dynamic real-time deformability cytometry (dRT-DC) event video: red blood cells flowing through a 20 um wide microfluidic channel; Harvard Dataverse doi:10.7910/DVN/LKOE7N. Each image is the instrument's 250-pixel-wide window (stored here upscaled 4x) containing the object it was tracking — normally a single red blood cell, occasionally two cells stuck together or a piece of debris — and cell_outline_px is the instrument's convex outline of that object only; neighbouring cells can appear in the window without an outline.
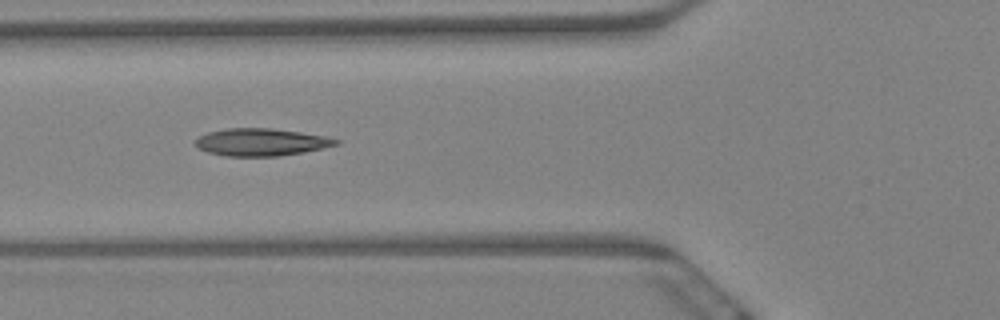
{"species": "Egyptian fruit bat (a non-hibernating species)", "species_latin": "Rousettus aegyptiacus", "temperature_condition": "warm", "stored_images_in_passage": 9, "camera_frame_rate_fps": 3000, "um_per_image_px": 0.085, "animal": {"sex": "female"}, "frame": {"image": 1, "passage_image": 6, "time_ms": 1.667, "image_size_px": [1000, 320], "cell_outline_px": [[340, 144], [324, 148], [304, 152], [280, 156], [224, 156], [208, 152], [196, 148], [196, 140], [200, 136], [208, 132], [228, 128], [272, 128], [328, 136], [340, 140]], "centroid_in_image_um": [22.24, 12.08], "position_along_channel_um": 103.6, "area_um2": 22.6}}
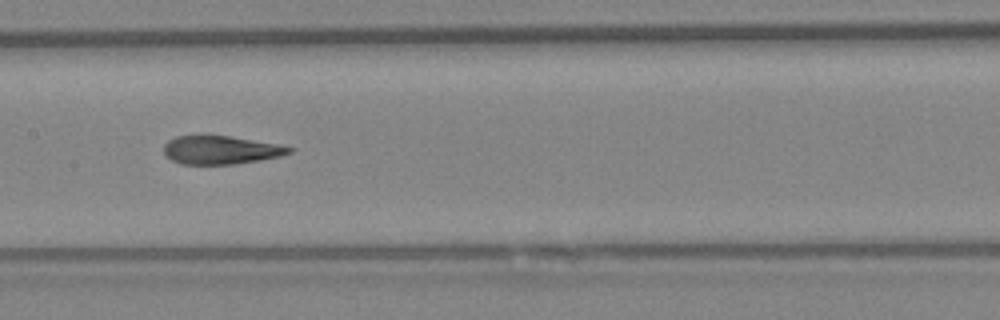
{"frame": {"image": 2, "passage_image": 8, "time_ms": 2.333, "image_size_px": [1000, 320], "cell_outline_px": [[296, 148], [292, 152], [280, 156], [260, 160], [232, 164], [180, 164], [164, 156], [164, 144], [168, 140], [176, 136], [204, 132], [280, 144]], "centroid_in_image_um": [18.72, 12.7], "position_along_channel_um": 188.7, "area_um2": 21.56}}
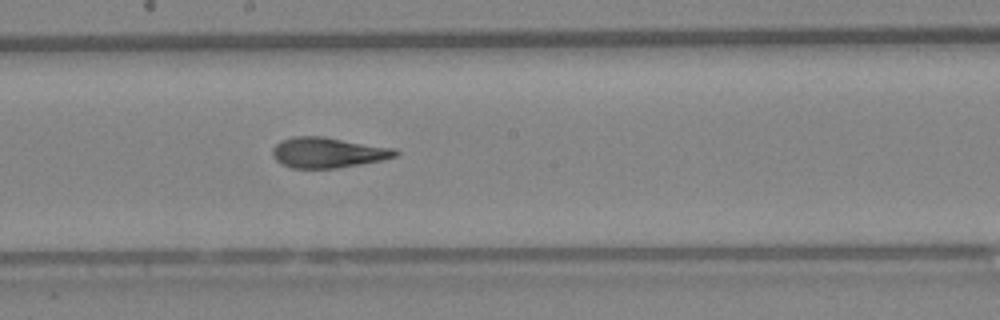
{"frame": {"image": 3, "passage_image": 9, "time_ms": 2.667, "image_size_px": [1000, 320], "cell_outline_px": [[400, 152], [396, 156], [384, 160], [336, 168], [292, 168], [280, 164], [272, 156], [272, 148], [280, 140], [292, 136], [324, 136], [396, 148]], "centroid_in_image_um": [27.87, 12.96], "position_along_channel_um": 220.3, "area_um2": 22.14}}